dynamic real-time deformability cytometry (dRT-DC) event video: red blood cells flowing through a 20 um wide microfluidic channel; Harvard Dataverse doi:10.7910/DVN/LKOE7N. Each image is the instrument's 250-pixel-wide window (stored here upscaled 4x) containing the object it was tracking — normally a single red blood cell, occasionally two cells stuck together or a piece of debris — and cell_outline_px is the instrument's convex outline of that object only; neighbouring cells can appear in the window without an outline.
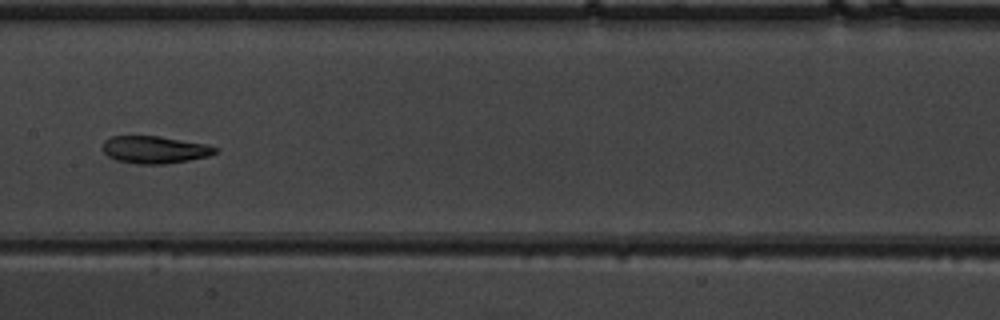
{"species": "common noctule bat (a hibernating species)", "species_latin": "Nyctalus noctula", "temperature_condition": "warm", "stored_images_in_passage": 43, "camera_frame_rate_fps": 3000, "um_per_image_px": 0.085, "animal": {"sex": "male", "body_mass_g": 19.5, "forearm_length_mm": 54.6}, "frame": {"image": 1, "passage_image": 17, "time_ms": 5.333, "image_size_px": [1000, 320], "cell_outline_px": [[220, 148], [216, 152], [208, 156], [188, 160], [164, 164], [136, 164], [116, 160], [108, 156], [104, 152], [104, 140], [112, 136], [160, 136], [208, 144]], "centroid_in_image_um": [13.18, 12.72], "position_along_channel_um": 194.2, "area_um2": 17.98}}
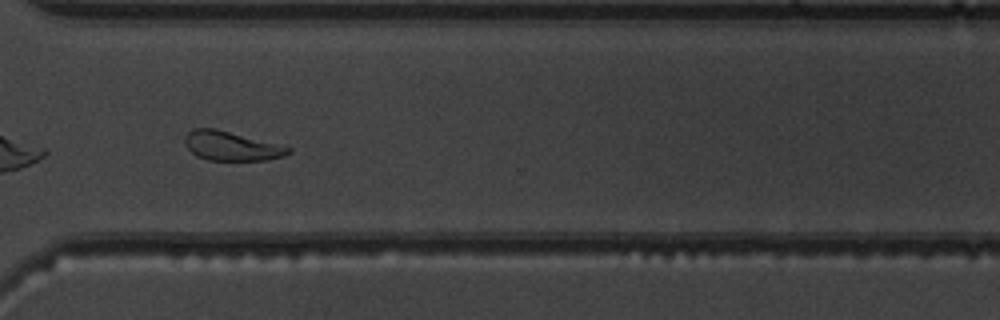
{"frame": {"image": 2, "passage_image": 29, "time_ms": 9.333, "image_size_px": [1000, 320], "cell_outline_px": [[292, 152], [284, 156], [268, 160], [208, 160], [196, 156], [184, 144], [184, 136], [192, 128], [216, 128], [292, 148]], "centroid_in_image_um": [19.64, 12.41], "position_along_channel_um": 351.0, "area_um2": 17.63}}
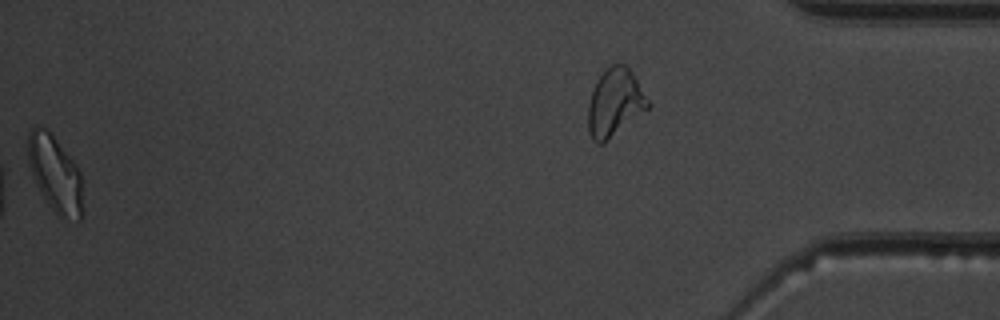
{"frame": {"image": 3, "passage_image": 42, "time_ms": 13.667, "image_size_px": [1000, 320], "cell_outline_px": [[80, 220], [56, 216], [36, 184], [32, 176], [28, 164], [28, 132], [32, 128], [44, 128], [52, 136], [76, 164], [80, 172]], "centroid_in_image_um": [4.63, 14.78], "position_along_channel_um": 430.6, "area_um2": 23.47}, "authors_computed_cell_mechanics": {"area_um2": 18.7272, "velocity_mm_per_s": 3.921, "shape_relaxation_time_tau1_ms": 3.8894, "shape_relaxation_time_tau2_ms": 3.9035, "deformation_change_tau1": 0.1265, "deformation_change_tau2": 0.1137}}